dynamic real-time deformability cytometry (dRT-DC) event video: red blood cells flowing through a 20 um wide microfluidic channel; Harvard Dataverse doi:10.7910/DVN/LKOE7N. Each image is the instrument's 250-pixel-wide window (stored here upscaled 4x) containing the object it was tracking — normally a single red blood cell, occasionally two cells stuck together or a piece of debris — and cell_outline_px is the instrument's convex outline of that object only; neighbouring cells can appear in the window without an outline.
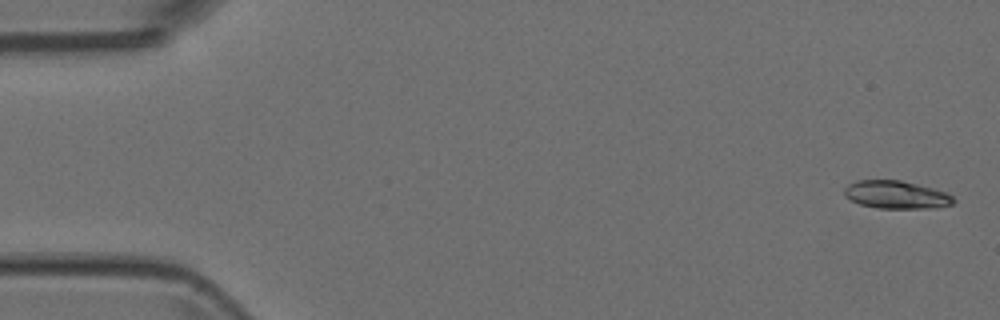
{"species": "Egyptian fruit bat (a non-hibernating species)", "species_latin": "Rousettus aegyptiacus", "temperature_condition": "room temperature", "stored_images_in_passage": 5, "camera_frame_rate_fps": 3000, "um_per_image_px": 0.085, "animal": {"sex": "female"}, "frame": {"image": 1, "passage_image": 1, "time_ms": 0.0, "image_size_px": [1000, 320], "cell_outline_px": [[956, 200], [952, 204], [928, 208], [876, 208], [860, 204], [844, 196], [844, 188], [848, 184], [856, 180], [900, 180], [932, 188], [944, 192], [952, 196]], "centroid_in_image_um": [76.13, 16.55], "position_along_channel_um": 8.9, "area_um2": 17.57}}
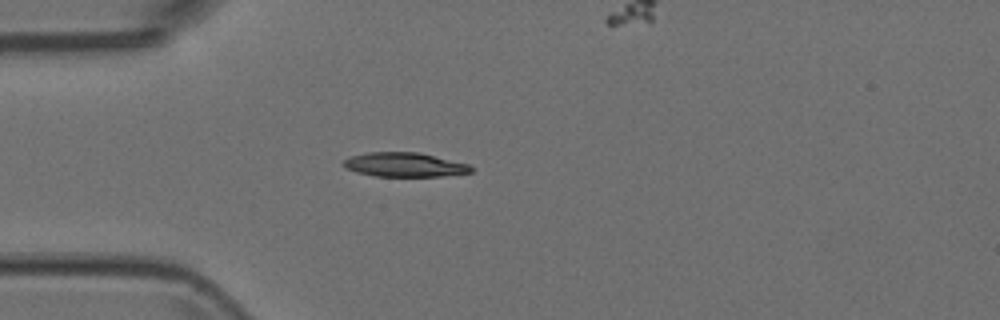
{"frame": {"image": 2, "passage_image": 4, "time_ms": 1.0, "image_size_px": [1000, 320], "cell_outline_px": [[472, 172], [440, 176], [376, 176], [356, 172], [344, 168], [344, 160], [348, 156], [368, 152], [420, 152], [468, 164], [472, 168]], "centroid_in_image_um": [34.34, 13.99], "position_along_channel_um": 50.7, "area_um2": 17.98}}